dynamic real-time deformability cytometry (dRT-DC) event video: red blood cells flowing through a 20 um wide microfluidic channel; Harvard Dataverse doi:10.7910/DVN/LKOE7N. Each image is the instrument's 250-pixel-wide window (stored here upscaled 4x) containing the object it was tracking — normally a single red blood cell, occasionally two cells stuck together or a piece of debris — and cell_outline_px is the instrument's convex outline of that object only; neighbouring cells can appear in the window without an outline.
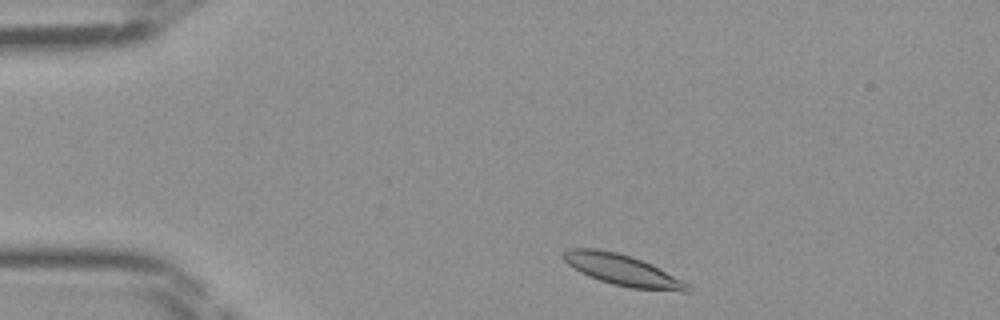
{"species": "Egyptian fruit bat (a non-hibernating species)", "species_latin": "Rousettus aegyptiacus", "temperature_condition": "room temperature", "stored_images_in_passage": 40, "camera_frame_rate_fps": 3000, "um_per_image_px": 0.085, "frame": {"image": 1, "passage_image": 2, "time_ms": 0.333, "image_size_px": [1000, 320], "cell_outline_px": [[692, 292], [680, 292], [632, 288], [612, 284], [588, 276], [572, 268], [564, 260], [564, 252], [568, 248], [596, 248], [616, 252], [632, 256], [652, 264], [688, 284], [692, 288]], "centroid_in_image_um": [52.93, 22.96], "position_along_channel_um": 32.1, "area_um2": 22.48}}
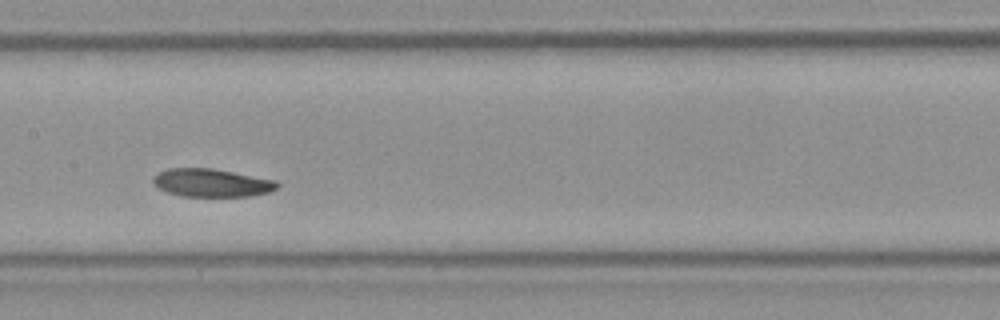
{"frame": {"image": 2, "passage_image": 17, "time_ms": 5.333, "image_size_px": [1000, 320], "cell_outline_px": [[280, 184], [276, 188], [268, 192], [248, 196], [180, 196], [156, 188], [152, 184], [152, 176], [168, 168], [212, 168], [276, 180]], "centroid_in_image_um": [17.93, 15.53], "position_along_channel_um": 189.5, "area_um2": 20.35}}
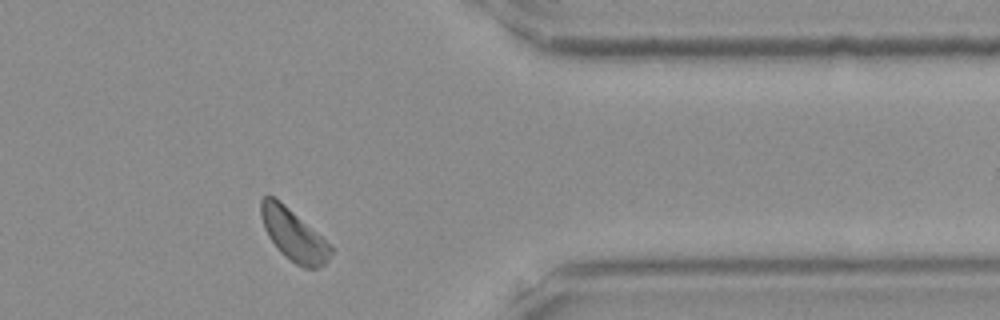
{"frame": {"image": 3, "passage_image": 32, "time_ms": 10.333, "image_size_px": [1000, 320], "cell_outline_px": [[332, 252], [328, 260], [324, 264], [316, 268], [304, 268], [296, 264], [284, 256], [280, 252], [268, 236], [264, 228], [260, 216], [260, 200], [264, 196], [272, 196], [280, 200], [332, 244]], "centroid_in_image_um": [24.95, 19.95], "position_along_channel_um": 386.4, "area_um2": 21.21}}